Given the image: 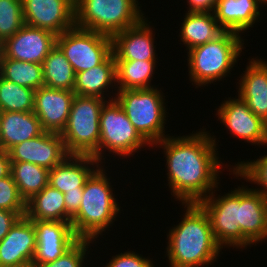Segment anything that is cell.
<instances>
[{
    "label": "cell",
    "mask_w": 267,
    "mask_h": 267,
    "mask_svg": "<svg viewBox=\"0 0 267 267\" xmlns=\"http://www.w3.org/2000/svg\"><path fill=\"white\" fill-rule=\"evenodd\" d=\"M167 136L155 144L164 146L173 196L182 204L198 203L219 184L222 163L218 161L216 139L204 130L190 136Z\"/></svg>",
    "instance_id": "obj_1"
},
{
    "label": "cell",
    "mask_w": 267,
    "mask_h": 267,
    "mask_svg": "<svg viewBox=\"0 0 267 267\" xmlns=\"http://www.w3.org/2000/svg\"><path fill=\"white\" fill-rule=\"evenodd\" d=\"M183 220L167 236L170 267H201L213 263L221 247L217 244L209 217L198 203H183Z\"/></svg>",
    "instance_id": "obj_2"
},
{
    "label": "cell",
    "mask_w": 267,
    "mask_h": 267,
    "mask_svg": "<svg viewBox=\"0 0 267 267\" xmlns=\"http://www.w3.org/2000/svg\"><path fill=\"white\" fill-rule=\"evenodd\" d=\"M97 167L84 184L82 202L71 225L79 239L93 240L116 219L120 208L112 193L110 179Z\"/></svg>",
    "instance_id": "obj_3"
},
{
    "label": "cell",
    "mask_w": 267,
    "mask_h": 267,
    "mask_svg": "<svg viewBox=\"0 0 267 267\" xmlns=\"http://www.w3.org/2000/svg\"><path fill=\"white\" fill-rule=\"evenodd\" d=\"M243 39L233 31H225L216 40L189 50L190 80L201 86L219 81L230 73L243 49Z\"/></svg>",
    "instance_id": "obj_4"
},
{
    "label": "cell",
    "mask_w": 267,
    "mask_h": 267,
    "mask_svg": "<svg viewBox=\"0 0 267 267\" xmlns=\"http://www.w3.org/2000/svg\"><path fill=\"white\" fill-rule=\"evenodd\" d=\"M106 101L75 94L66 126L60 134L69 154L91 155L99 162L100 114Z\"/></svg>",
    "instance_id": "obj_5"
},
{
    "label": "cell",
    "mask_w": 267,
    "mask_h": 267,
    "mask_svg": "<svg viewBox=\"0 0 267 267\" xmlns=\"http://www.w3.org/2000/svg\"><path fill=\"white\" fill-rule=\"evenodd\" d=\"M138 4L137 0H75V26L112 37L145 18Z\"/></svg>",
    "instance_id": "obj_6"
},
{
    "label": "cell",
    "mask_w": 267,
    "mask_h": 267,
    "mask_svg": "<svg viewBox=\"0 0 267 267\" xmlns=\"http://www.w3.org/2000/svg\"><path fill=\"white\" fill-rule=\"evenodd\" d=\"M114 99L138 133L150 144L165 138L166 108L163 94L155 87L117 90ZM164 132V133H163Z\"/></svg>",
    "instance_id": "obj_7"
},
{
    "label": "cell",
    "mask_w": 267,
    "mask_h": 267,
    "mask_svg": "<svg viewBox=\"0 0 267 267\" xmlns=\"http://www.w3.org/2000/svg\"><path fill=\"white\" fill-rule=\"evenodd\" d=\"M56 45L75 73L98 66L112 53L110 36L76 26L57 35Z\"/></svg>",
    "instance_id": "obj_8"
},
{
    "label": "cell",
    "mask_w": 267,
    "mask_h": 267,
    "mask_svg": "<svg viewBox=\"0 0 267 267\" xmlns=\"http://www.w3.org/2000/svg\"><path fill=\"white\" fill-rule=\"evenodd\" d=\"M150 145L129 121L118 102L106 101L100 114L99 162L103 148L120 156H130L141 147Z\"/></svg>",
    "instance_id": "obj_9"
},
{
    "label": "cell",
    "mask_w": 267,
    "mask_h": 267,
    "mask_svg": "<svg viewBox=\"0 0 267 267\" xmlns=\"http://www.w3.org/2000/svg\"><path fill=\"white\" fill-rule=\"evenodd\" d=\"M214 192L198 202L207 213L217 244L247 247L253 244L241 231L239 225V187L224 196L214 197Z\"/></svg>",
    "instance_id": "obj_10"
},
{
    "label": "cell",
    "mask_w": 267,
    "mask_h": 267,
    "mask_svg": "<svg viewBox=\"0 0 267 267\" xmlns=\"http://www.w3.org/2000/svg\"><path fill=\"white\" fill-rule=\"evenodd\" d=\"M26 25L56 35L75 26V0H22Z\"/></svg>",
    "instance_id": "obj_11"
},
{
    "label": "cell",
    "mask_w": 267,
    "mask_h": 267,
    "mask_svg": "<svg viewBox=\"0 0 267 267\" xmlns=\"http://www.w3.org/2000/svg\"><path fill=\"white\" fill-rule=\"evenodd\" d=\"M53 32L24 25L12 37L2 43L1 58L42 64L56 45Z\"/></svg>",
    "instance_id": "obj_12"
},
{
    "label": "cell",
    "mask_w": 267,
    "mask_h": 267,
    "mask_svg": "<svg viewBox=\"0 0 267 267\" xmlns=\"http://www.w3.org/2000/svg\"><path fill=\"white\" fill-rule=\"evenodd\" d=\"M32 222L36 232V251L32 265L56 260L79 240L71 222L40 220Z\"/></svg>",
    "instance_id": "obj_13"
},
{
    "label": "cell",
    "mask_w": 267,
    "mask_h": 267,
    "mask_svg": "<svg viewBox=\"0 0 267 267\" xmlns=\"http://www.w3.org/2000/svg\"><path fill=\"white\" fill-rule=\"evenodd\" d=\"M218 119L238 138L258 145H267V124L256 116L246 102L237 99L225 101L217 110Z\"/></svg>",
    "instance_id": "obj_14"
},
{
    "label": "cell",
    "mask_w": 267,
    "mask_h": 267,
    "mask_svg": "<svg viewBox=\"0 0 267 267\" xmlns=\"http://www.w3.org/2000/svg\"><path fill=\"white\" fill-rule=\"evenodd\" d=\"M8 152L11 162L33 163L48 170L70 155L60 134L45 131L38 137L13 146Z\"/></svg>",
    "instance_id": "obj_15"
},
{
    "label": "cell",
    "mask_w": 267,
    "mask_h": 267,
    "mask_svg": "<svg viewBox=\"0 0 267 267\" xmlns=\"http://www.w3.org/2000/svg\"><path fill=\"white\" fill-rule=\"evenodd\" d=\"M36 251L32 220L20 217L0 241V267H31Z\"/></svg>",
    "instance_id": "obj_16"
},
{
    "label": "cell",
    "mask_w": 267,
    "mask_h": 267,
    "mask_svg": "<svg viewBox=\"0 0 267 267\" xmlns=\"http://www.w3.org/2000/svg\"><path fill=\"white\" fill-rule=\"evenodd\" d=\"M74 91L40 87L34 94V114L38 117L43 131L61 134L66 126Z\"/></svg>",
    "instance_id": "obj_17"
},
{
    "label": "cell",
    "mask_w": 267,
    "mask_h": 267,
    "mask_svg": "<svg viewBox=\"0 0 267 267\" xmlns=\"http://www.w3.org/2000/svg\"><path fill=\"white\" fill-rule=\"evenodd\" d=\"M146 21V22H145ZM146 18L135 26L116 33L112 39L115 60H156L152 27Z\"/></svg>",
    "instance_id": "obj_18"
},
{
    "label": "cell",
    "mask_w": 267,
    "mask_h": 267,
    "mask_svg": "<svg viewBox=\"0 0 267 267\" xmlns=\"http://www.w3.org/2000/svg\"><path fill=\"white\" fill-rule=\"evenodd\" d=\"M239 225L253 244L267 238V199L254 188L239 187Z\"/></svg>",
    "instance_id": "obj_19"
},
{
    "label": "cell",
    "mask_w": 267,
    "mask_h": 267,
    "mask_svg": "<svg viewBox=\"0 0 267 267\" xmlns=\"http://www.w3.org/2000/svg\"><path fill=\"white\" fill-rule=\"evenodd\" d=\"M87 163V164H86ZM99 162L91 155L67 156L61 163L49 170L48 184L63 194L65 192H83L84 184L95 168L88 166Z\"/></svg>",
    "instance_id": "obj_20"
},
{
    "label": "cell",
    "mask_w": 267,
    "mask_h": 267,
    "mask_svg": "<svg viewBox=\"0 0 267 267\" xmlns=\"http://www.w3.org/2000/svg\"><path fill=\"white\" fill-rule=\"evenodd\" d=\"M252 60L241 78L238 94L247 107L267 124V63L261 58Z\"/></svg>",
    "instance_id": "obj_21"
},
{
    "label": "cell",
    "mask_w": 267,
    "mask_h": 267,
    "mask_svg": "<svg viewBox=\"0 0 267 267\" xmlns=\"http://www.w3.org/2000/svg\"><path fill=\"white\" fill-rule=\"evenodd\" d=\"M1 149L38 137L44 131L34 112H0Z\"/></svg>",
    "instance_id": "obj_22"
},
{
    "label": "cell",
    "mask_w": 267,
    "mask_h": 267,
    "mask_svg": "<svg viewBox=\"0 0 267 267\" xmlns=\"http://www.w3.org/2000/svg\"><path fill=\"white\" fill-rule=\"evenodd\" d=\"M259 4V0H218L213 13L225 31L239 34L253 27L260 16Z\"/></svg>",
    "instance_id": "obj_23"
},
{
    "label": "cell",
    "mask_w": 267,
    "mask_h": 267,
    "mask_svg": "<svg viewBox=\"0 0 267 267\" xmlns=\"http://www.w3.org/2000/svg\"><path fill=\"white\" fill-rule=\"evenodd\" d=\"M116 82V60L111 53L101 64L83 72L75 73L74 93L105 99L104 92Z\"/></svg>",
    "instance_id": "obj_24"
},
{
    "label": "cell",
    "mask_w": 267,
    "mask_h": 267,
    "mask_svg": "<svg viewBox=\"0 0 267 267\" xmlns=\"http://www.w3.org/2000/svg\"><path fill=\"white\" fill-rule=\"evenodd\" d=\"M224 32L214 13L188 12L181 25L180 37L190 50L195 46L216 40Z\"/></svg>",
    "instance_id": "obj_25"
},
{
    "label": "cell",
    "mask_w": 267,
    "mask_h": 267,
    "mask_svg": "<svg viewBox=\"0 0 267 267\" xmlns=\"http://www.w3.org/2000/svg\"><path fill=\"white\" fill-rule=\"evenodd\" d=\"M30 220L66 222L64 194L49 184L26 202Z\"/></svg>",
    "instance_id": "obj_26"
},
{
    "label": "cell",
    "mask_w": 267,
    "mask_h": 267,
    "mask_svg": "<svg viewBox=\"0 0 267 267\" xmlns=\"http://www.w3.org/2000/svg\"><path fill=\"white\" fill-rule=\"evenodd\" d=\"M42 66L45 87L73 91L75 72L57 45L45 57Z\"/></svg>",
    "instance_id": "obj_27"
},
{
    "label": "cell",
    "mask_w": 267,
    "mask_h": 267,
    "mask_svg": "<svg viewBox=\"0 0 267 267\" xmlns=\"http://www.w3.org/2000/svg\"><path fill=\"white\" fill-rule=\"evenodd\" d=\"M156 60H116L118 90L147 89L154 74ZM119 85V86H118Z\"/></svg>",
    "instance_id": "obj_28"
},
{
    "label": "cell",
    "mask_w": 267,
    "mask_h": 267,
    "mask_svg": "<svg viewBox=\"0 0 267 267\" xmlns=\"http://www.w3.org/2000/svg\"><path fill=\"white\" fill-rule=\"evenodd\" d=\"M13 181L22 199L27 202L49 182V170L28 162H11Z\"/></svg>",
    "instance_id": "obj_29"
},
{
    "label": "cell",
    "mask_w": 267,
    "mask_h": 267,
    "mask_svg": "<svg viewBox=\"0 0 267 267\" xmlns=\"http://www.w3.org/2000/svg\"><path fill=\"white\" fill-rule=\"evenodd\" d=\"M0 75L9 81L34 90L44 86L43 66L39 63L1 58Z\"/></svg>",
    "instance_id": "obj_30"
},
{
    "label": "cell",
    "mask_w": 267,
    "mask_h": 267,
    "mask_svg": "<svg viewBox=\"0 0 267 267\" xmlns=\"http://www.w3.org/2000/svg\"><path fill=\"white\" fill-rule=\"evenodd\" d=\"M35 90L0 75V112H32Z\"/></svg>",
    "instance_id": "obj_31"
},
{
    "label": "cell",
    "mask_w": 267,
    "mask_h": 267,
    "mask_svg": "<svg viewBox=\"0 0 267 267\" xmlns=\"http://www.w3.org/2000/svg\"><path fill=\"white\" fill-rule=\"evenodd\" d=\"M24 25L22 0H0V43Z\"/></svg>",
    "instance_id": "obj_32"
},
{
    "label": "cell",
    "mask_w": 267,
    "mask_h": 267,
    "mask_svg": "<svg viewBox=\"0 0 267 267\" xmlns=\"http://www.w3.org/2000/svg\"><path fill=\"white\" fill-rule=\"evenodd\" d=\"M235 166V168H232L234 169L233 174L245 178L248 181L250 180V182H254L255 184L257 183V185L259 184L263 189L257 188L254 190L258 191L267 199V155L262 156L256 161L241 162Z\"/></svg>",
    "instance_id": "obj_33"
},
{
    "label": "cell",
    "mask_w": 267,
    "mask_h": 267,
    "mask_svg": "<svg viewBox=\"0 0 267 267\" xmlns=\"http://www.w3.org/2000/svg\"><path fill=\"white\" fill-rule=\"evenodd\" d=\"M0 209L16 212L25 216L26 202L20 196L12 175L0 179Z\"/></svg>",
    "instance_id": "obj_34"
},
{
    "label": "cell",
    "mask_w": 267,
    "mask_h": 267,
    "mask_svg": "<svg viewBox=\"0 0 267 267\" xmlns=\"http://www.w3.org/2000/svg\"><path fill=\"white\" fill-rule=\"evenodd\" d=\"M93 240L79 239L69 250L56 260L31 267H82L87 248Z\"/></svg>",
    "instance_id": "obj_35"
},
{
    "label": "cell",
    "mask_w": 267,
    "mask_h": 267,
    "mask_svg": "<svg viewBox=\"0 0 267 267\" xmlns=\"http://www.w3.org/2000/svg\"><path fill=\"white\" fill-rule=\"evenodd\" d=\"M150 259L143 258L135 252H124L113 256L105 267H154Z\"/></svg>",
    "instance_id": "obj_36"
},
{
    "label": "cell",
    "mask_w": 267,
    "mask_h": 267,
    "mask_svg": "<svg viewBox=\"0 0 267 267\" xmlns=\"http://www.w3.org/2000/svg\"><path fill=\"white\" fill-rule=\"evenodd\" d=\"M83 192H65L66 222H71L72 217L78 212L82 202Z\"/></svg>",
    "instance_id": "obj_37"
},
{
    "label": "cell",
    "mask_w": 267,
    "mask_h": 267,
    "mask_svg": "<svg viewBox=\"0 0 267 267\" xmlns=\"http://www.w3.org/2000/svg\"><path fill=\"white\" fill-rule=\"evenodd\" d=\"M19 218L20 216L14 211L0 209V241L8 234L10 228Z\"/></svg>",
    "instance_id": "obj_38"
},
{
    "label": "cell",
    "mask_w": 267,
    "mask_h": 267,
    "mask_svg": "<svg viewBox=\"0 0 267 267\" xmlns=\"http://www.w3.org/2000/svg\"><path fill=\"white\" fill-rule=\"evenodd\" d=\"M218 0H188V12H214Z\"/></svg>",
    "instance_id": "obj_39"
},
{
    "label": "cell",
    "mask_w": 267,
    "mask_h": 267,
    "mask_svg": "<svg viewBox=\"0 0 267 267\" xmlns=\"http://www.w3.org/2000/svg\"><path fill=\"white\" fill-rule=\"evenodd\" d=\"M11 160L9 152L0 149V179L10 175Z\"/></svg>",
    "instance_id": "obj_40"
},
{
    "label": "cell",
    "mask_w": 267,
    "mask_h": 267,
    "mask_svg": "<svg viewBox=\"0 0 267 267\" xmlns=\"http://www.w3.org/2000/svg\"><path fill=\"white\" fill-rule=\"evenodd\" d=\"M1 56H2V43H0V60H1Z\"/></svg>",
    "instance_id": "obj_41"
},
{
    "label": "cell",
    "mask_w": 267,
    "mask_h": 267,
    "mask_svg": "<svg viewBox=\"0 0 267 267\" xmlns=\"http://www.w3.org/2000/svg\"><path fill=\"white\" fill-rule=\"evenodd\" d=\"M260 1V3H261V5L264 3V5L265 4H267V0H259Z\"/></svg>",
    "instance_id": "obj_42"
},
{
    "label": "cell",
    "mask_w": 267,
    "mask_h": 267,
    "mask_svg": "<svg viewBox=\"0 0 267 267\" xmlns=\"http://www.w3.org/2000/svg\"><path fill=\"white\" fill-rule=\"evenodd\" d=\"M0 149H1V132H0Z\"/></svg>",
    "instance_id": "obj_43"
}]
</instances>
